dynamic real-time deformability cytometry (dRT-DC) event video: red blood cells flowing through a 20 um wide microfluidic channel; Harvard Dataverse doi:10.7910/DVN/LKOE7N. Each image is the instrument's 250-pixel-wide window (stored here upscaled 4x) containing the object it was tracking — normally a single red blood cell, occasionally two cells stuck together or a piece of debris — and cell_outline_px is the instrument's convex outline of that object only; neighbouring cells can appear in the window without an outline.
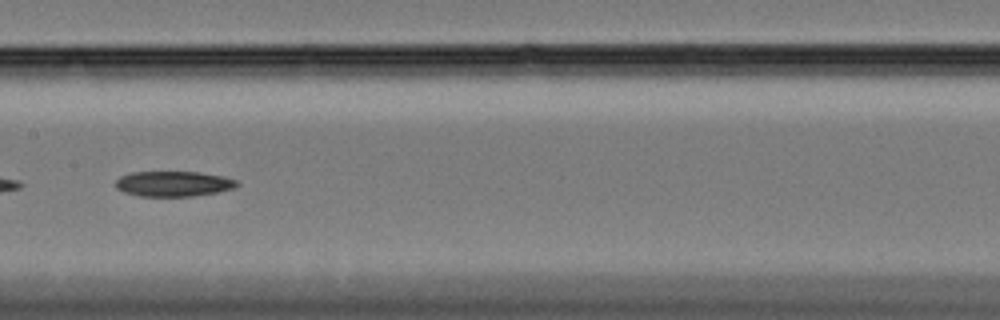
{"species": "Egyptian fruit bat (a non-hibernating species)", "species_latin": "Rousettus aegyptiacus", "temperature_condition": "cold", "stored_images_in_passage": 41, "camera_frame_rate_fps": 3000, "um_per_image_px": 0.085, "animal": {"sex": "female"}, "frame": {"image": 1, "passage_image": 12, "time_ms": 3.667, "image_size_px": [1000, 320], "cell_outline_px": [[240, 184], [236, 188], [216, 192], [192, 196], [140, 196], [124, 192], [116, 188], [116, 180], [120, 176], [132, 172], [200, 172], [224, 176], [236, 180]], "centroid_in_image_um": [14.76, 15.62], "position_along_channel_um": 192.6, "area_um2": 17.92}}
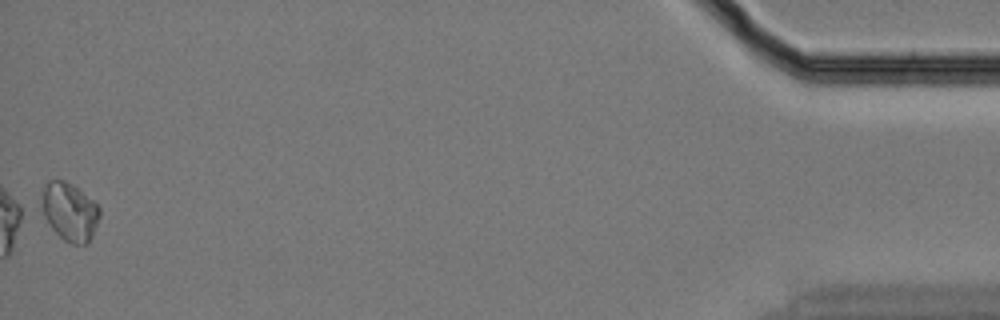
{"frame": {"image": 2, "passage_image": 41, "time_ms": 13.333, "image_size_px": [1000, 320], "cell_outline_px": [[100, 216], [92, 236], [88, 244], [68, 244], [52, 228], [36, 204], [40, 192], [44, 184], [48, 180], [64, 180], [72, 184], [92, 200], [100, 208]], "centroid_in_image_um": [5.84, 17.97], "position_along_channel_um": 429.4, "area_um2": 20.23}, "authors_computed_cell_mechanics": {"area_um2": 18.3226, "velocity_mm_per_s": 3.3332, "shape_relaxation_time_tau1_ms": 6.6068, "shape_relaxation_time_tau2_ms": null, "deformation_change_tau1": 0.0889, "deformation_change_tau2": null}}